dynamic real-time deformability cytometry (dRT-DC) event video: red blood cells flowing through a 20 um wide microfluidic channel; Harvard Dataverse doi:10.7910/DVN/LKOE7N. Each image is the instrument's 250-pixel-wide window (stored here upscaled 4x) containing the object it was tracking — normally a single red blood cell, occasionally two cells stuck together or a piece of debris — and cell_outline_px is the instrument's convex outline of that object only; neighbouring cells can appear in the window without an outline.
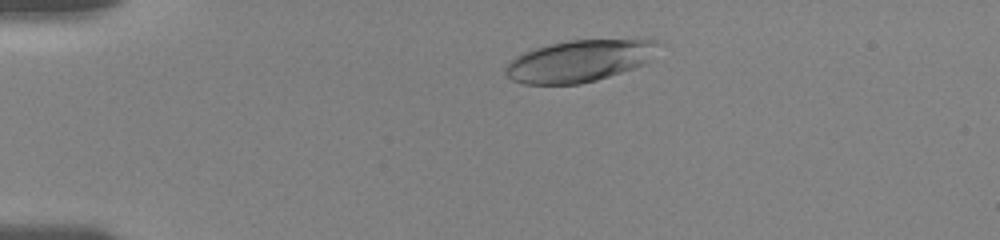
{"species": "human", "species_latin": "Homo sapiens", "temperature_condition": "room temperature", "stored_images_in_passage": 25, "camera_frame_rate_fps": 3000, "um_per_image_px": 0.085, "donor": {"sex": "female"}, "frame": {"image": 1, "passage_image": 15, "time_ms": 2.0, "image_size_px": [1000, 240], "cell_outline_px": [[664, 44], [648, 64], [596, 80], [580, 84], [524, 84], [512, 80], [504, 72], [504, 68], [516, 56], [524, 52], [536, 48], [568, 40], [656, 40]], "centroid_in_image_um": [49.33, 5.18], "position_along_channel_um": 35.7, "area_um2": 37.4}}